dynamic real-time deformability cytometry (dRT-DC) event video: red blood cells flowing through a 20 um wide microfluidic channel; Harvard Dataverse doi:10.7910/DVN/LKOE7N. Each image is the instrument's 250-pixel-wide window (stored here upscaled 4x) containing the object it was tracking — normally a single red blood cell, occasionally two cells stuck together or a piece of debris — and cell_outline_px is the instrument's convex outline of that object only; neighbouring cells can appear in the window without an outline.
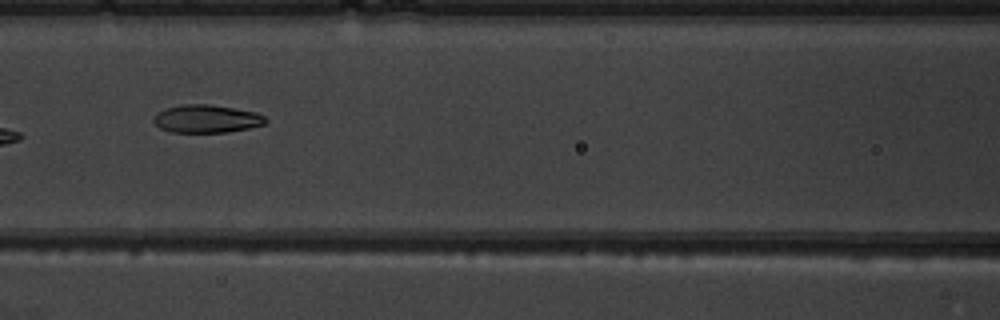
{"species": "common noctule bat (a hibernating species)", "species_latin": "Nyctalus noctula", "temperature_condition": "warm", "stored_images_in_passage": 9, "camera_frame_rate_fps": 3000, "um_per_image_px": 0.085, "animal": {"sex": "male", "body_mass_g": 19.5, "forearm_length_mm": 54.6}, "frame": {"image": 1, "passage_image": 6, "time_ms": 6.667, "image_size_px": [1000, 320], "cell_outline_px": [[268, 120], [264, 124], [248, 128], [228, 132], [172, 132], [160, 128], [152, 120], [156, 112], [164, 108], [180, 104], [208, 104], [256, 112], [264, 116]], "centroid_in_image_um": [17.52, 10.09], "position_along_channel_um": 149.1, "area_um2": 18.26}}
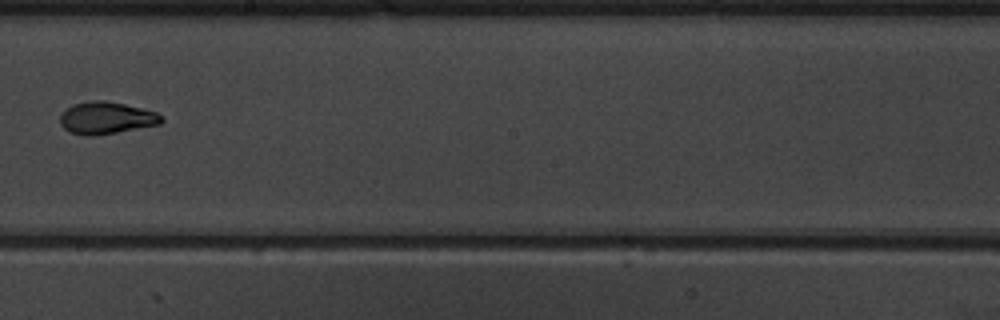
{"frame": {"image": 2, "passage_image": 8, "time_ms": 9.0, "image_size_px": [1000, 320], "cell_outline_px": [[164, 120], [160, 124], [116, 132], [92, 136], [84, 136], [72, 132], [64, 128], [60, 124], [60, 116], [72, 104], [92, 100], [104, 100], [124, 104], [156, 112]], "centroid_in_image_um": [9.02, 10.02], "position_along_channel_um": 239.2, "area_um2": 18.73}}
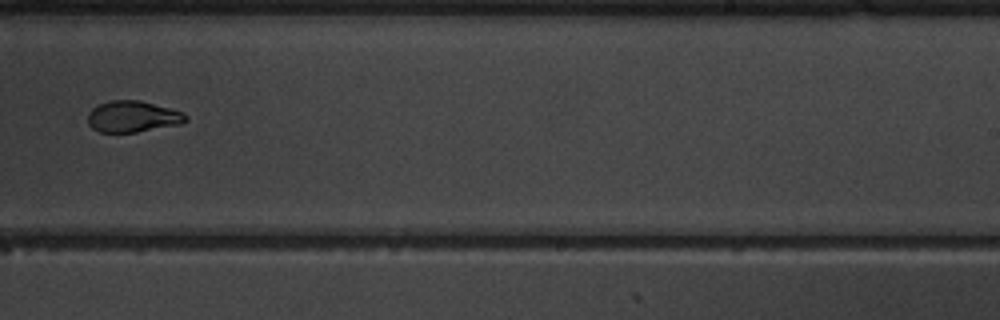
{"frame": {"image": 3, "passage_image": 9, "time_ms": 10.0, "image_size_px": [1000, 320], "cell_outline_px": [[188, 120], [180, 124], [136, 132], [100, 132], [92, 128], [88, 124], [88, 112], [92, 108], [108, 100], [140, 100], [184, 112], [188, 116]], "centroid_in_image_um": [11.28, 9.9], "position_along_channel_um": 277.7, "area_um2": 17.92}}